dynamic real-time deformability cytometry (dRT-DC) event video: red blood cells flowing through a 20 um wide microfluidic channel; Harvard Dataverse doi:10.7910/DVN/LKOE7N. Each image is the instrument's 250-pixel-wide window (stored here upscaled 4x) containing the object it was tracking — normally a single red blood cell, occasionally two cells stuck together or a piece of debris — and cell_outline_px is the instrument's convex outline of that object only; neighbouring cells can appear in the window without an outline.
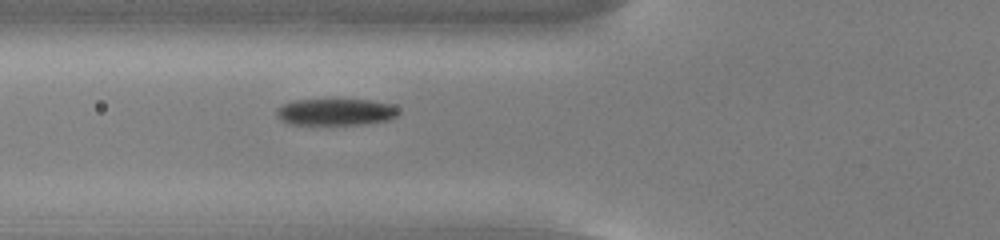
{"species": "common noctule bat (a hibernating species)", "species_latin": "Nyctalus noctula", "temperature_condition": "cold", "stored_images_in_passage": 35, "camera_frame_rate_fps": 3000, "um_per_image_px": 0.085, "animal": {"sex": "male", "body_mass_g": 13.0, "forearm_length_mm": 53.1}, "frame": {"image": 1, "passage_image": 3, "time_ms": 0.667, "image_size_px": [1000, 240], "cell_outline_px": [[400, 112], [396, 116], [388, 120], [364, 124], [288, 124], [280, 120], [276, 116], [276, 108], [284, 104], [296, 100], [372, 100], [388, 104], [396, 108]], "centroid_in_image_um": [28.5, 9.52], "position_along_channel_um": 97.3, "area_um2": 18.84}}
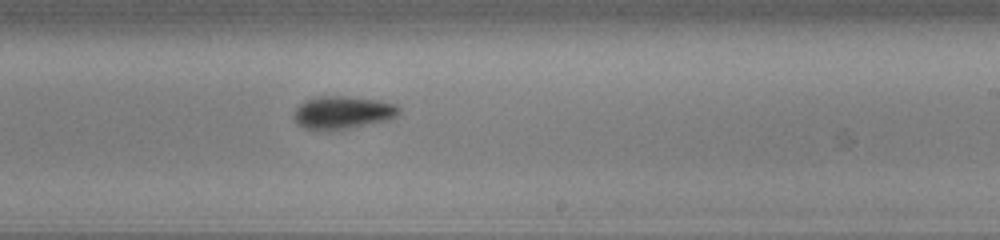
{"frame": {"image": 2, "passage_image": 16, "time_ms": 5.0, "image_size_px": [1000, 240], "cell_outline_px": [[400, 112], [392, 120], [348, 128], [304, 128], [296, 124], [292, 116], [296, 108], [300, 104], [316, 96], [348, 96], [380, 100], [396, 104], [400, 108]], "centroid_in_image_um": [29.17, 9.54], "position_along_channel_um": 259.8, "area_um2": 20.0}}
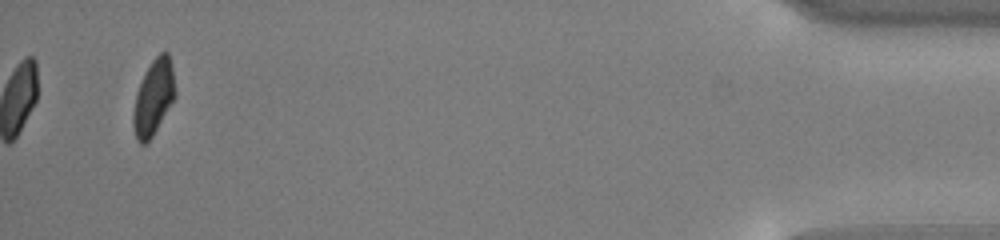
{"frame": {"image": 3, "passage_image": 35, "time_ms": 11.333, "image_size_px": [1000, 240], "cell_outline_px": [[176, 96], [152, 136], [144, 144], [140, 144], [136, 140], [132, 124], [132, 116], [136, 92], [144, 72], [152, 60], [160, 52], [168, 52], [172, 68], [176, 92]], "centroid_in_image_um": [13.03, 8.27], "position_along_channel_um": 422.2, "area_um2": 18.44}, "authors_computed_cell_mechanics": {"area_um2": 19.3052, "velocity_mm_per_s": 3.7575, "shape_relaxation_time_tau1_ms": 1.6491, "shape_relaxation_time_tau2_ms": 5.0597, "deformation_change_tau1": 0.1172, "deformation_change_tau2": 0.1138}}